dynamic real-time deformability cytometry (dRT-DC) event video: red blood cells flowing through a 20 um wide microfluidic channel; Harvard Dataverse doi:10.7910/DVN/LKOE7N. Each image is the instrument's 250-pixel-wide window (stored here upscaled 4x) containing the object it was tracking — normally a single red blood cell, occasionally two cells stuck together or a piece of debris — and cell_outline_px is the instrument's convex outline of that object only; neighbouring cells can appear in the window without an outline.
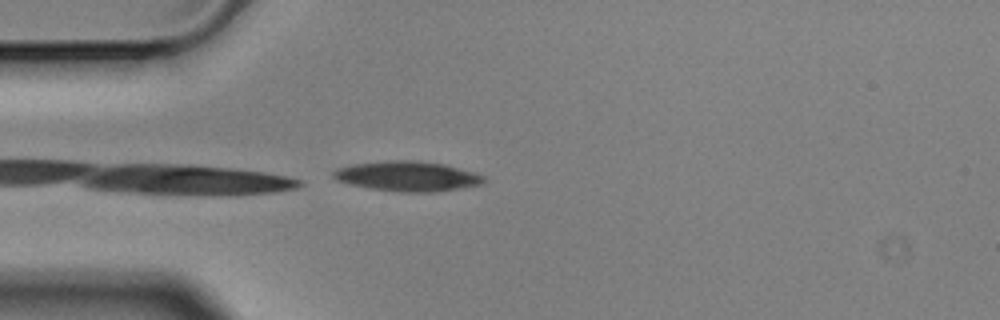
{"species": "Egyptian fruit bat (a non-hibernating species)", "species_latin": "Rousettus aegyptiacus", "temperature_condition": "cold", "stored_images_in_passage": 6, "camera_frame_rate_fps": 3000, "um_per_image_px": 0.085, "animal": {"sex": "male"}, "frame": {"image": 1, "passage_image": 6, "time_ms": 1.667, "image_size_px": [1000, 320], "cell_outline_px": [[484, 180], [480, 184], [432, 192], [404, 192], [372, 188], [352, 184], [336, 180], [332, 176], [332, 172], [336, 168], [352, 164], [388, 160], [420, 160], [444, 164], [476, 172], [484, 176]], "centroid_in_image_um": [34.61, 14.95], "position_along_channel_um": 50.4, "area_um2": 26.07}}